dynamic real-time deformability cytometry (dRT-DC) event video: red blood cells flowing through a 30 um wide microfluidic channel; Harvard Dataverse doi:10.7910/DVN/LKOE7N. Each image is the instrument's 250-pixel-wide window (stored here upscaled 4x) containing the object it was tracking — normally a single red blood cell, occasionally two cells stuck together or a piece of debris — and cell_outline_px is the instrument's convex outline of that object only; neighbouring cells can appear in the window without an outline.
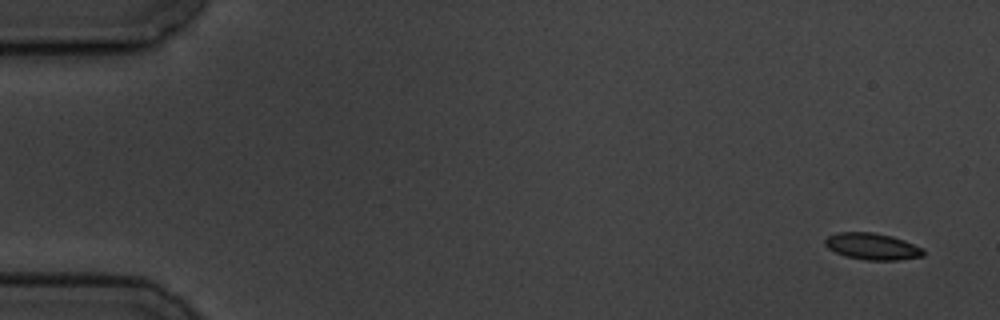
{"species": "common noctule bat (a hibernating species)", "species_latin": "Nyctalus noctula", "temperature_condition": "cold", "stored_images_in_passage": 6, "camera_frame_rate_fps": 3000, "um_per_image_px": 0.085, "animal": {"sex": "male", "body_mass_g": 19.5, "forearm_length_mm": 54.6}, "frame": {"image": 1, "passage_image": 1, "time_ms": 0.0, "image_size_px": [1000, 320], "cell_outline_px": [[924, 256], [896, 260], [864, 260], [848, 256], [836, 252], [828, 248], [824, 244], [824, 240], [828, 236], [836, 232], [872, 232], [892, 236], [904, 240], [924, 248]], "centroid_in_image_um": [74.15, 20.93], "position_along_channel_um": 10.8, "area_um2": 15.26}}
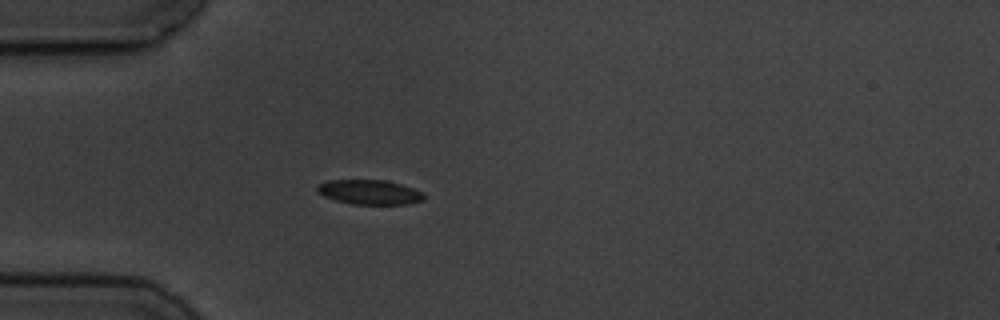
{"frame": {"image": 2, "passage_image": 5, "time_ms": 4.667, "image_size_px": [1000, 320], "cell_outline_px": [[424, 200], [408, 204], [352, 204], [336, 200], [324, 196], [316, 192], [316, 188], [320, 184], [328, 180], [384, 180], [400, 184], [412, 188], [420, 192], [424, 196]], "centroid_in_image_um": [31.38, 16.33], "position_along_channel_um": 53.6, "area_um2": 15.14}}